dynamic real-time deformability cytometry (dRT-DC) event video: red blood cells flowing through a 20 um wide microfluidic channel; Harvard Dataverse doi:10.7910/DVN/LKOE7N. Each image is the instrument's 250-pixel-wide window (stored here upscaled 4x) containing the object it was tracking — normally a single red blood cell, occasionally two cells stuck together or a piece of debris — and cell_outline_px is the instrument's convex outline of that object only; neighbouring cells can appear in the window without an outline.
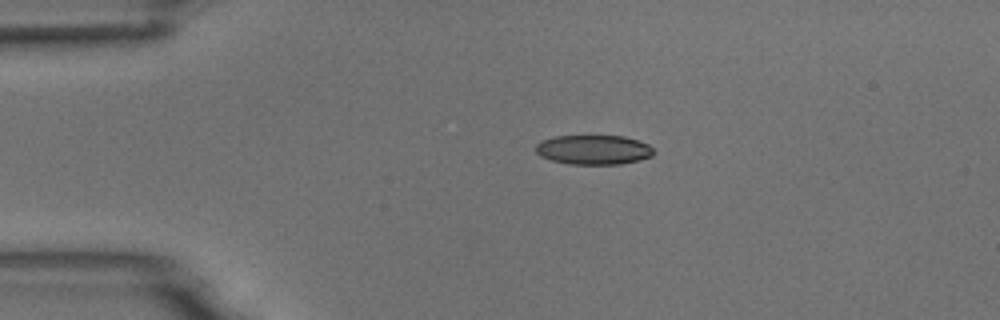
{"species": "common noctule bat (a hibernating species)", "species_latin": "Nyctalus noctula", "temperature_condition": "room temperature", "stored_images_in_passage": 7, "camera_frame_rate_fps": 3000, "um_per_image_px": 0.085, "animal": {"sex": "male", "body_mass_g": 18.8}, "frame": {"image": 1, "passage_image": 3, "time_ms": 0.667, "image_size_px": [1000, 320], "cell_outline_px": [[652, 156], [640, 160], [620, 164], [568, 164], [552, 160], [540, 156], [536, 152], [536, 144], [540, 140], [556, 136], [624, 136], [648, 144], [652, 148]], "centroid_in_image_um": [50.42, 12.73], "position_along_channel_um": 34.6, "area_um2": 20.23}}
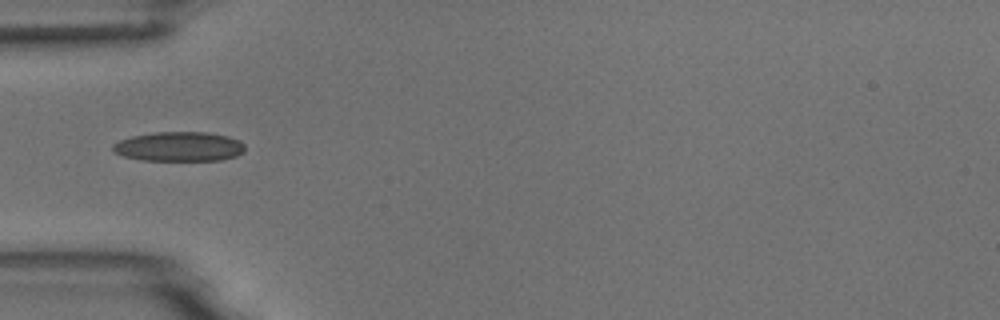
{"frame": {"image": 2, "passage_image": 4, "time_ms": 1.0, "image_size_px": [1000, 320], "cell_outline_px": [[244, 152], [236, 156], [220, 160], [140, 160], [124, 156], [112, 152], [112, 144], [120, 140], [132, 136], [156, 132], [208, 132], [228, 136], [240, 140], [244, 144]], "centroid_in_image_um": [15.22, 12.45], "position_along_channel_um": 69.8, "area_um2": 22.83}}